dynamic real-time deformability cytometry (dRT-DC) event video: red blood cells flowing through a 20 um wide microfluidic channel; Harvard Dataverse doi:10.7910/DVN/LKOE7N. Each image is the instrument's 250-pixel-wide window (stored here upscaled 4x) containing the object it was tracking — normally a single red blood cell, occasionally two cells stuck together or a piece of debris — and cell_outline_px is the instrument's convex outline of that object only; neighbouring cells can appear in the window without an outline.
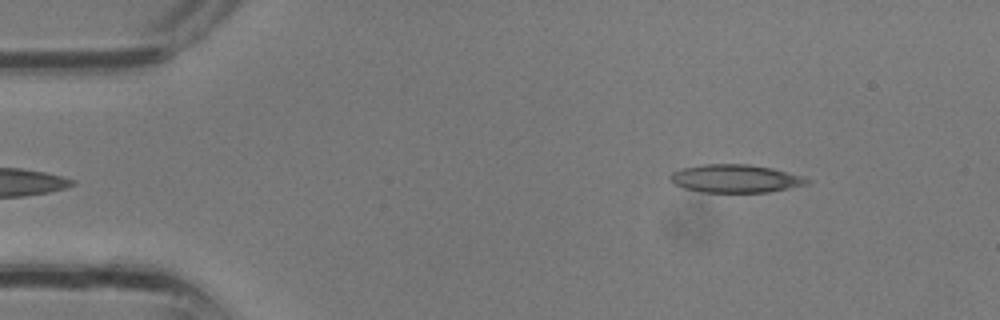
{"species": "common noctule bat (a hibernating species)", "species_latin": "Nyctalus noctula", "temperature_condition": "room temperature", "stored_images_in_passage": 14, "camera_frame_rate_fps": 3000, "um_per_image_px": 0.085, "animal": {"sex": "male", "body_mass_g": 13.3}, "frame": {"image": 1, "passage_image": 1, "time_ms": 0.0, "image_size_px": [1000, 320], "cell_outline_px": [[812, 180], [808, 184], [768, 192], [700, 192], [684, 188], [676, 184], [668, 176], [672, 172], [680, 168], [704, 164], [748, 164], [772, 168], [804, 176]], "centroid_in_image_um": [62.52, 15.17], "position_along_channel_um": 22.5, "area_um2": 22.43}}
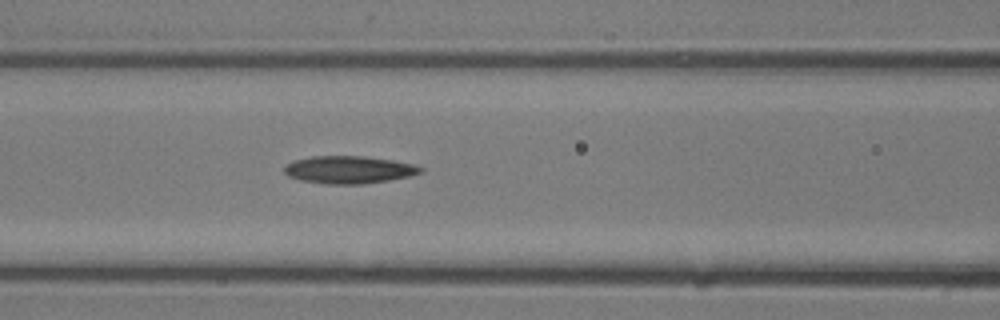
{"frame": {"image": 2, "passage_image": 10, "time_ms": 3.0, "image_size_px": [1000, 320], "cell_outline_px": [[424, 172], [408, 176], [388, 180], [364, 184], [328, 184], [300, 180], [288, 176], [284, 172], [284, 168], [288, 164], [296, 160], [312, 156], [364, 156], [392, 160], [416, 164], [424, 168]], "centroid_in_image_um": [29.7, 14.42], "position_along_channel_um": 136.9, "area_um2": 21.85}}
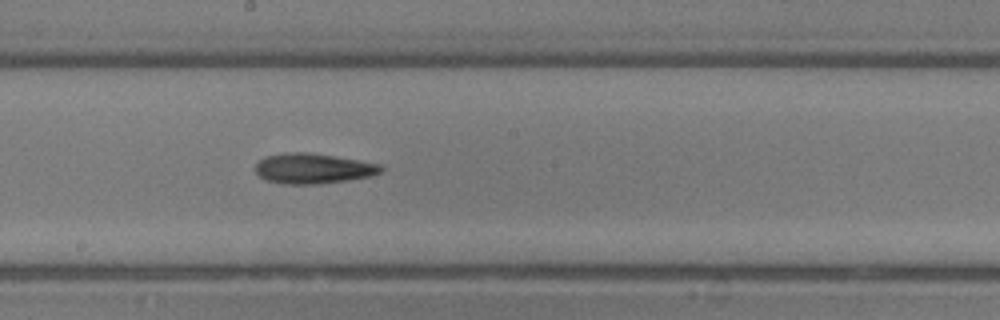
{"frame": {"image": 3, "passage_image": 14, "time_ms": 4.333, "image_size_px": [1000, 320], "cell_outline_px": [[384, 168], [380, 172], [368, 176], [348, 180], [316, 184], [284, 184], [264, 180], [256, 172], [256, 164], [264, 156], [292, 152], [304, 152], [336, 156], [380, 164]], "centroid_in_image_um": [26.59, 14.32], "position_along_channel_um": 221.6, "area_um2": 21.96}}